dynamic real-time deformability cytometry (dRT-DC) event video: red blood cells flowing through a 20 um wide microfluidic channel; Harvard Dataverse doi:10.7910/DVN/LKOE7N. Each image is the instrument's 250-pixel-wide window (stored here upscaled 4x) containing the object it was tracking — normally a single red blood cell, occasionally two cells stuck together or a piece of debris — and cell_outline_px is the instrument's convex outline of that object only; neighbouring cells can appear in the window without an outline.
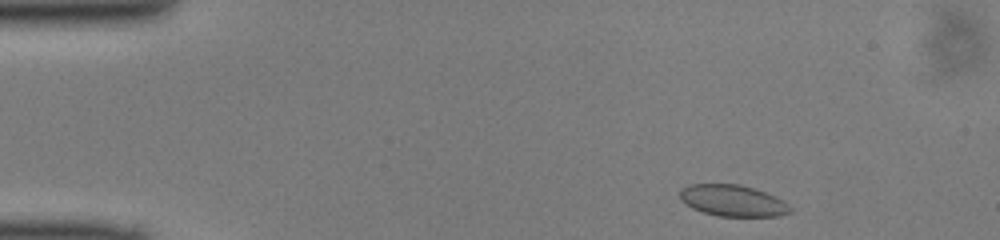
{"species": "common noctule bat (a hibernating species)", "species_latin": "Nyctalus noctula", "temperature_condition": "cold", "stored_images_in_passage": 44, "camera_frame_rate_fps": 3000, "um_per_image_px": 0.085, "animal": {"sex": "male", "body_mass_g": 13.0, "forearm_length_mm": 53.1}, "frame": {"image": 1, "passage_image": 2, "time_ms": 0.333, "image_size_px": [1000, 240], "cell_outline_px": [[792, 212], [776, 216], [716, 216], [692, 208], [680, 200], [680, 188], [688, 184], [740, 184], [776, 196], [788, 204], [792, 208]], "centroid_in_image_um": [62.26, 17.05], "position_along_channel_um": 22.7, "area_um2": 20.23}}
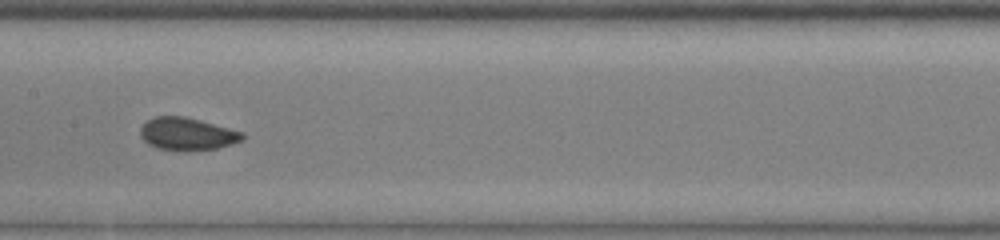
{"frame": {"image": 2, "passage_image": 20, "time_ms": 6.333, "image_size_px": [1000, 240], "cell_outline_px": [[244, 140], [232, 144], [216, 148], [156, 148], [148, 144], [140, 136], [140, 128], [148, 120], [156, 116], [184, 116], [200, 120], [244, 132]], "centroid_in_image_um": [15.92, 11.34], "position_along_channel_um": 191.5, "area_um2": 18.73}}
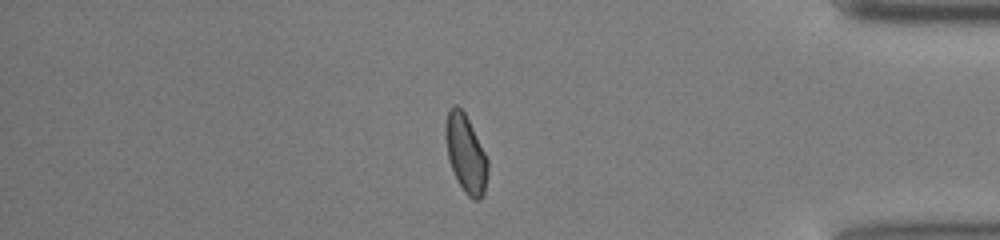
{"frame": {"image": 3, "passage_image": 37, "time_ms": 12.0, "image_size_px": [1000, 240], "cell_outline_px": [[488, 172], [484, 192], [480, 200], [472, 200], [464, 192], [452, 168], [448, 156], [444, 136], [444, 128], [448, 108], [452, 104], [456, 104], [464, 112], [488, 160]], "centroid_in_image_um": [39.57, 13.04], "position_along_channel_um": 395.6, "area_um2": 19.02}}